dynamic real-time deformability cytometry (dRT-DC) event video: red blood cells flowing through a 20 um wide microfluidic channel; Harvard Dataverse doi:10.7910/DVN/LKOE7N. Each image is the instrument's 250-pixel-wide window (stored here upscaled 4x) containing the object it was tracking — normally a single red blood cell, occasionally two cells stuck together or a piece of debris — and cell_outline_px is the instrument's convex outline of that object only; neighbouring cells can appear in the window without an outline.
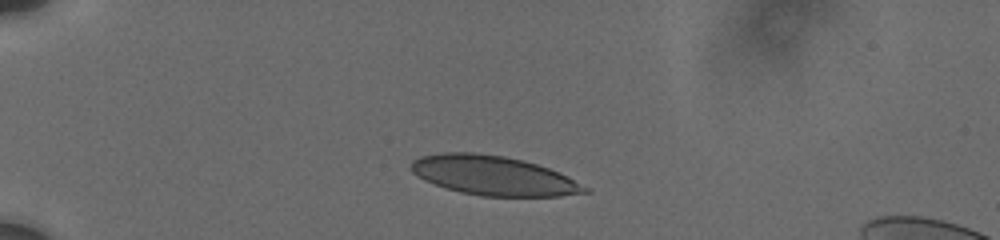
{"species": "human", "species_latin": "Homo sapiens", "temperature_condition": "cold", "stored_images_in_passage": 15, "camera_frame_rate_fps": 3000, "um_per_image_px": 0.085, "donor": {"sex": "male"}, "frame": {"image": 1, "passage_image": 4, "time_ms": 1.333, "image_size_px": [1000, 240], "cell_outline_px": [[592, 192], [560, 196], [480, 196], [460, 192], [444, 188], [424, 180], [412, 172], [408, 168], [412, 160], [420, 156], [444, 152], [476, 152], [504, 156], [524, 160], [560, 172], [568, 176], [588, 188]], "centroid_in_image_um": [41.92, 14.92], "position_along_channel_um": 43.1, "area_um2": 40.17}}
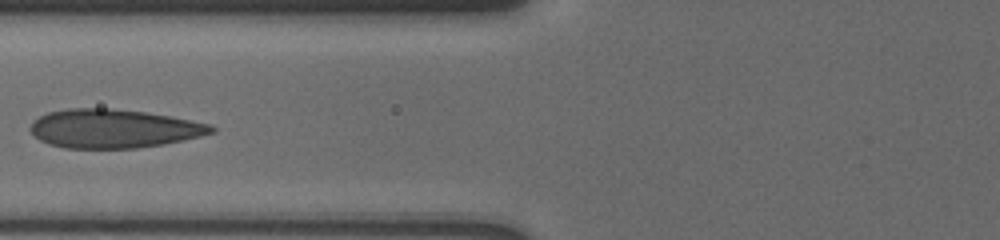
{"frame": {"image": 2, "passage_image": 11, "time_ms": 4.667, "image_size_px": [1000, 240], "cell_outline_px": [[216, 132], [200, 136], [164, 144], [136, 148], [64, 148], [48, 144], [40, 140], [28, 128], [40, 116], [48, 112], [68, 108], [104, 108], [144, 112], [168, 116], [212, 124], [216, 128]], "centroid_in_image_um": [9.66, 10.94], "position_along_channel_um": 116.1, "area_um2": 40.63}}
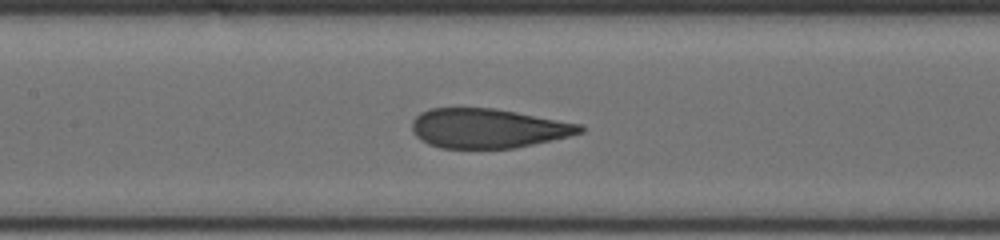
{"frame": {"image": 3, "passage_image": 14, "time_ms": 6.0, "image_size_px": [1000, 240], "cell_outline_px": [[584, 132], [552, 140], [516, 148], [440, 148], [428, 144], [420, 140], [412, 132], [412, 120], [420, 112], [428, 108], [496, 108], [584, 124]], "centroid_in_image_um": [41.48, 10.9], "position_along_channel_um": 165.9, "area_um2": 39.02}}